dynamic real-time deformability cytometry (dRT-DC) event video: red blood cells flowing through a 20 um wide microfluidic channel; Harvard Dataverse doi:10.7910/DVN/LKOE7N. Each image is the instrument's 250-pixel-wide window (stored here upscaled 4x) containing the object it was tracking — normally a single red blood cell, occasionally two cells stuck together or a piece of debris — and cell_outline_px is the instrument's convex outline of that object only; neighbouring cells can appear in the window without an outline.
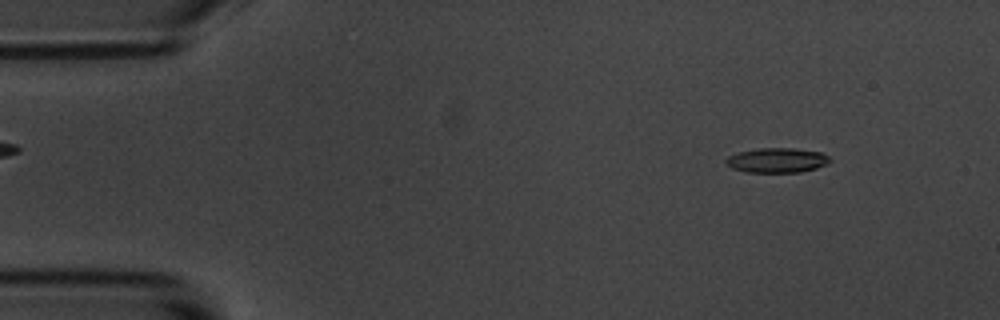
{"species": "common noctule bat (a hibernating species)", "species_latin": "Nyctalus noctula", "temperature_condition": "room temperature", "stored_images_in_passage": 4, "segment_of_instrument_passage": [1, 2], "camera_frame_rate_fps": 3000, "um_per_image_px": 0.085, "animal": {"sex": "male", "body_mass_g": 20.1, "forearm_length_mm": 53.5}, "frame": {"image": 1, "passage_image": 1, "time_ms": 0.0, "image_size_px": [1000, 320], "cell_outline_px": [[832, 160], [828, 164], [816, 168], [800, 172], [744, 172], [732, 168], [724, 160], [728, 156], [740, 152], [760, 148], [792, 148], [820, 152], [828, 156]], "centroid_in_image_um": [66.06, 13.63], "position_along_channel_um": 18.9, "area_um2": 14.91}}